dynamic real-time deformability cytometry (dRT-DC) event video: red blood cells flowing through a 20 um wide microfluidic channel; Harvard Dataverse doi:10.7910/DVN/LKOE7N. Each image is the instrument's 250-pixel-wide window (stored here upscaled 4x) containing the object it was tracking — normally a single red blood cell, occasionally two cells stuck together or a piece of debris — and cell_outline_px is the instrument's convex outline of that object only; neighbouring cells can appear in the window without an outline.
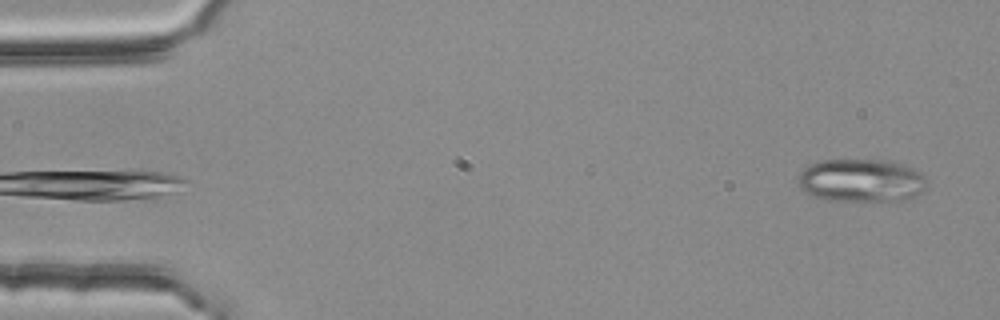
{"species": "common noctule bat (a hibernating species)", "species_latin": "Nyctalus noctula", "temperature_condition": "room temperature", "stored_images_in_passage": 2, "camera_frame_rate_fps": 3000, "um_per_image_px": 0.085, "animal": {"sex": "female", "body_mass_g": 25.1}, "frame": {"image": 1, "passage_image": 2, "time_ms": 0.333, "image_size_px": [1000, 320], "cell_outline_px": [[924, 192], [916, 196], [904, 200], [828, 200], [812, 196], [804, 192], [800, 188], [800, 172], [804, 168], [820, 160], [888, 160], [900, 164], [924, 176]], "centroid_in_image_um": [73.17, 15.35], "position_along_channel_um": 11.8, "area_um2": 31.79}}